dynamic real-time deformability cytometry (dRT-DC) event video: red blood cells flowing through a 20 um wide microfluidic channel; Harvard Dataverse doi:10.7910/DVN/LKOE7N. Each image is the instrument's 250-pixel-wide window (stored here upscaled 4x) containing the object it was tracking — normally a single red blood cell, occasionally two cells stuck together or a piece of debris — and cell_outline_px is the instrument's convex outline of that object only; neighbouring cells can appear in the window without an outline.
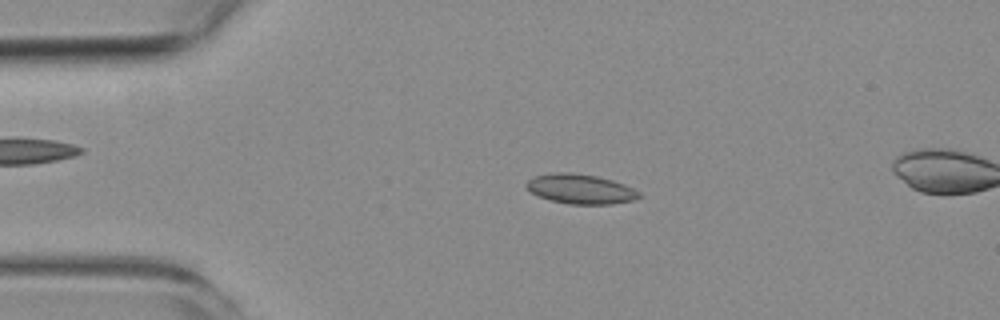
{"species": "common noctule bat (a hibernating species)", "species_latin": "Nyctalus noctula", "temperature_condition": "room temperature", "stored_images_in_passage": 5, "camera_frame_rate_fps": 3000, "um_per_image_px": 0.085, "animal": {"sex": "female", "body_mass_g": 19.3, "forearm_length_mm": 54.1}, "frame": {"image": 1, "passage_image": 3, "time_ms": 2.333, "image_size_px": [1000, 320], "cell_outline_px": [[644, 196], [636, 200], [612, 204], [568, 204], [552, 200], [540, 196], [532, 192], [524, 184], [528, 180], [536, 176], [556, 172], [572, 172], [596, 176], [612, 180], [624, 184], [640, 192]], "centroid_in_image_um": [49.4, 16.07], "position_along_channel_um": 35.6, "area_um2": 19.48}}